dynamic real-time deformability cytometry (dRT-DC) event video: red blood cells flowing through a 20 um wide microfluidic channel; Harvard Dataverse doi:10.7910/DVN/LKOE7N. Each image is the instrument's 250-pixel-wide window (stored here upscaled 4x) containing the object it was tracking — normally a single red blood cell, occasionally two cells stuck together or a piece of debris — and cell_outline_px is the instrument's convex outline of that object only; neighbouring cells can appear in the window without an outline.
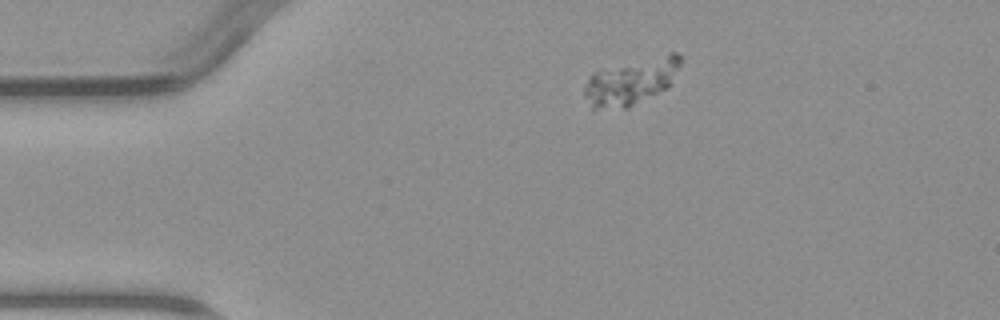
{"species": "common noctule bat (a hibernating species)", "species_latin": "Nyctalus noctula", "temperature_condition": "warm", "stored_images_in_passage": 7, "camera_frame_rate_fps": 3000, "um_per_image_px": 0.085, "animal": {"sex": "male", "body_mass_g": 23.1, "forearm_length_mm": 52.7}, "frame": {"image": 1, "passage_image": 1, "time_ms": 0.0, "image_size_px": [1000, 320], "cell_outline_px": [[680, 64], [672, 84], [628, 108], [592, 112], [584, 96], [584, 88], [588, 76], [592, 72], [668, 52], [676, 52], [680, 56]], "centroid_in_image_um": [53.58, 6.97], "position_along_channel_um": 31.4, "area_um2": 26.3}}
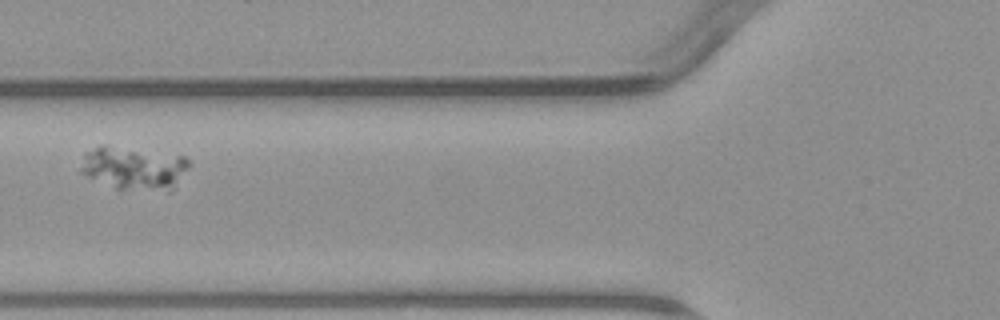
{"frame": {"image": 2, "passage_image": 4, "time_ms": 3.667, "image_size_px": [1000, 320], "cell_outline_px": [[192, 164], [172, 188], [168, 192], [116, 188], [88, 176], [80, 172], [80, 168], [84, 152], [100, 144], [104, 144], [184, 156]], "centroid_in_image_um": [11.38, 14.27], "position_along_channel_um": 114.4, "area_um2": 27.34}}
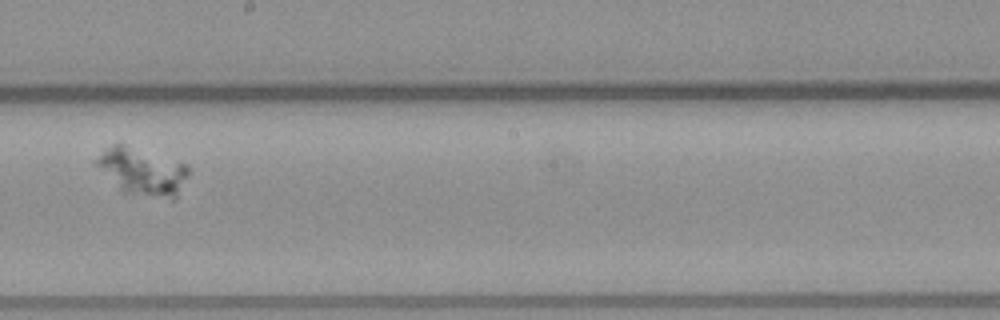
{"frame": {"image": 3, "passage_image": 7, "time_ms": 7.0, "image_size_px": [1000, 320], "cell_outline_px": [[188, 176], [176, 196], [172, 200], [124, 192], [96, 164], [96, 160], [112, 144], [124, 144], [188, 164]], "centroid_in_image_um": [12.17, 14.58], "position_along_channel_um": 236.0, "area_um2": 24.57}}